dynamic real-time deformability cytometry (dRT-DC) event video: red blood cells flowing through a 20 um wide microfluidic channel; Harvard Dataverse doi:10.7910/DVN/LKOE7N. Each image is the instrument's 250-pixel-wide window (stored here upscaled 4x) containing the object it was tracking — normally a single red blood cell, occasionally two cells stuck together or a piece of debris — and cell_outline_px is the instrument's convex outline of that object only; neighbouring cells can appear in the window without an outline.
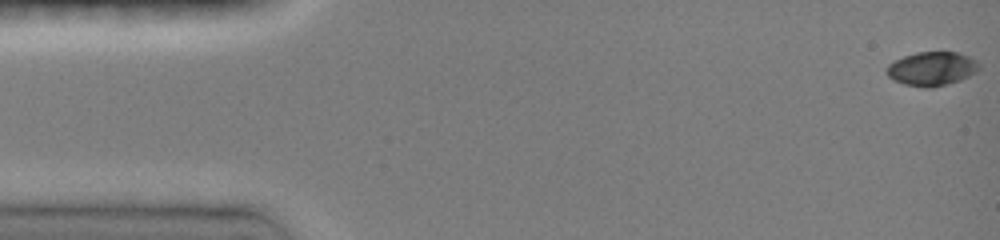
{"species": "common noctule bat (a hibernating species)", "species_latin": "Nyctalus noctula", "temperature_condition": "room temperature", "stored_images_in_passage": 49, "camera_frame_rate_fps": 3000, "um_per_image_px": 0.085, "animal": {"sex": "female", "body_mass_g": 19.0, "forearm_length_mm": 51.5}, "frame": {"image": 1, "passage_image": 1, "time_ms": 0.0, "image_size_px": [1000, 240], "cell_outline_px": [[980, 68], [976, 72], [960, 80], [932, 88], [928, 88], [904, 84], [892, 80], [884, 72], [888, 64], [904, 56], [916, 52], [956, 52], [968, 56], [976, 60], [980, 64]], "centroid_in_image_um": [79.19, 5.84], "position_along_channel_um": 5.8, "area_um2": 18.32}}
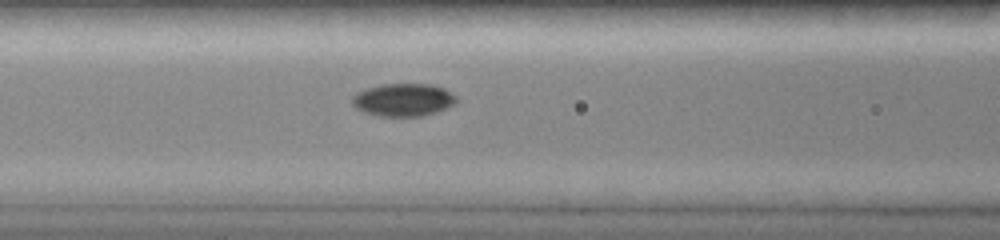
{"frame": {"image": 2, "passage_image": 16, "time_ms": 6.333, "image_size_px": [1000, 240], "cell_outline_px": [[456, 100], [448, 108], [436, 112], [420, 116], [376, 116], [364, 112], [356, 108], [352, 104], [352, 96], [356, 92], [380, 84], [428, 84], [444, 88], [456, 96]], "centroid_in_image_um": [34.25, 8.49], "position_along_channel_um": 132.4, "area_um2": 19.88}}
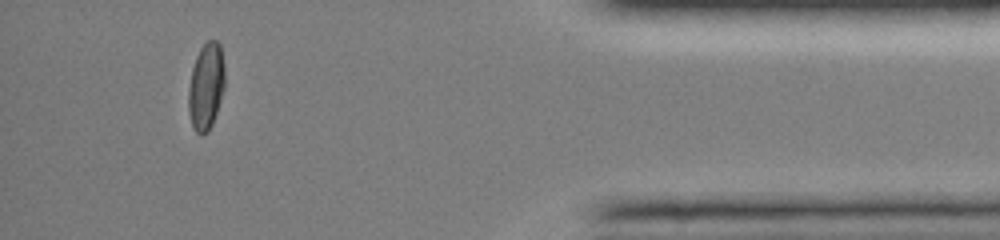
{"frame": {"image": 3, "passage_image": 44, "time_ms": 14.333, "image_size_px": [1000, 240], "cell_outline_px": [[224, 88], [212, 124], [208, 132], [200, 136], [192, 128], [188, 112], [188, 88], [192, 68], [196, 56], [200, 48], [208, 40], [216, 40], [220, 44], [224, 64]], "centroid_in_image_um": [17.49, 7.36], "position_along_channel_um": 417.7, "area_um2": 18.55}, "authors_computed_cell_mechanics": {"area_um2": 18.8428, "velocity_mm_per_s": 4.0295, "shape_relaxation_time_tau1_ms": 5.9459, "shape_relaxation_time_tau2_ms": 2.0027, "deformation_change_tau1": 0.1774, "deformation_change_tau2": 0.0238}}